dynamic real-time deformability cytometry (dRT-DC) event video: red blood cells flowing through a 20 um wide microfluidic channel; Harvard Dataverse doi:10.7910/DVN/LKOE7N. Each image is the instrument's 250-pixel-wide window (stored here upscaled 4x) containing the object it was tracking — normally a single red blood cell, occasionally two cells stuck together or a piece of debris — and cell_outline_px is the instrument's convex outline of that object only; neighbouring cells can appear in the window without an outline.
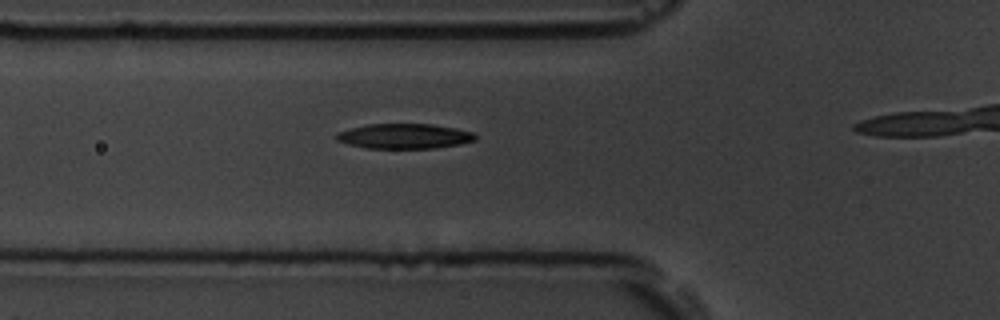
{"species": "common noctule bat (a hibernating species)", "species_latin": "Nyctalus noctula", "temperature_condition": "room temperature", "stored_images_in_passage": 4, "camera_frame_rate_fps": 3000, "um_per_image_px": 0.085, "animal": {"sex": "male", "body_mass_g": 19.5, "forearm_length_mm": 54.6}, "frame": {"image": 1, "passage_image": 4, "time_ms": 3.333, "image_size_px": [1000, 320], "cell_outline_px": [[476, 140], [460, 144], [436, 148], [368, 148], [348, 144], [336, 140], [336, 132], [368, 124], [432, 124], [456, 128], [476, 132]], "centroid_in_image_um": [34.41, 11.57], "position_along_channel_um": 91.4, "area_um2": 20.29}}